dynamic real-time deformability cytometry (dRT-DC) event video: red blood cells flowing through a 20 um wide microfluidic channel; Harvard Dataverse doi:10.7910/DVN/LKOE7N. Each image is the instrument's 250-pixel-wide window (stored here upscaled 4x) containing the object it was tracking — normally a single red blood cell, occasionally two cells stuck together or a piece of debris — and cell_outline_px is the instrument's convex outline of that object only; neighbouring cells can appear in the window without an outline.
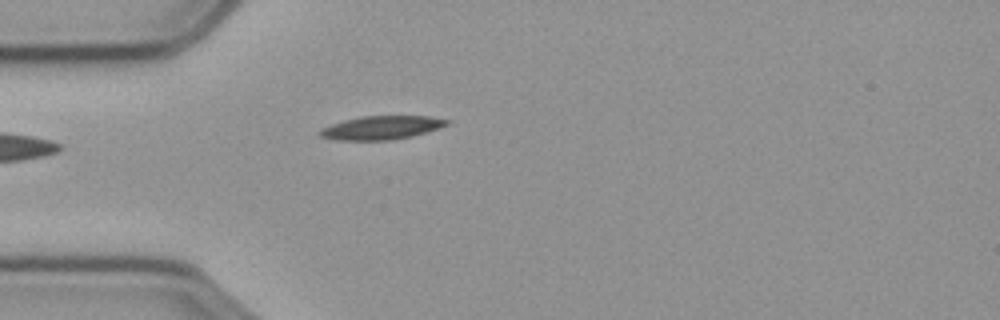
{"species": "common noctule bat (a hibernating species)", "species_latin": "Nyctalus noctula", "temperature_condition": "cold", "stored_images_in_passage": 26, "camera_frame_rate_fps": 3000, "um_per_image_px": 0.085, "animal": {"sex": "male", "body_mass_g": 23.1, "forearm_length_mm": 52.7}, "frame": {"image": 1, "passage_image": 1, "time_ms": 0.0, "image_size_px": [1000, 320], "cell_outline_px": [[452, 124], [412, 136], [388, 140], [336, 140], [320, 136], [316, 132], [320, 128], [344, 120], [360, 116], [432, 116], [452, 120]], "centroid_in_image_um": [32.45, 10.84], "position_along_channel_um": 52.6, "area_um2": 17.63}}
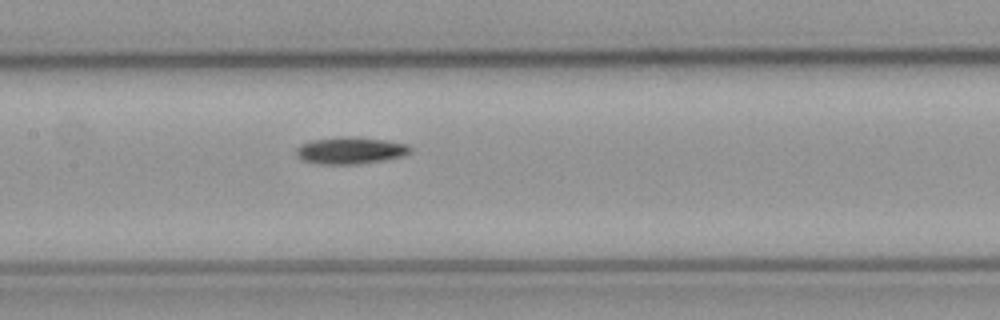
{"frame": {"image": 2, "passage_image": 12, "time_ms": 3.667, "image_size_px": [1000, 320], "cell_outline_px": [[412, 152], [400, 156], [360, 164], [316, 164], [304, 160], [296, 156], [296, 148], [300, 144], [312, 140], [384, 140], [408, 144], [412, 148]], "centroid_in_image_um": [29.77, 12.85], "position_along_channel_um": 177.6, "area_um2": 16.7}}
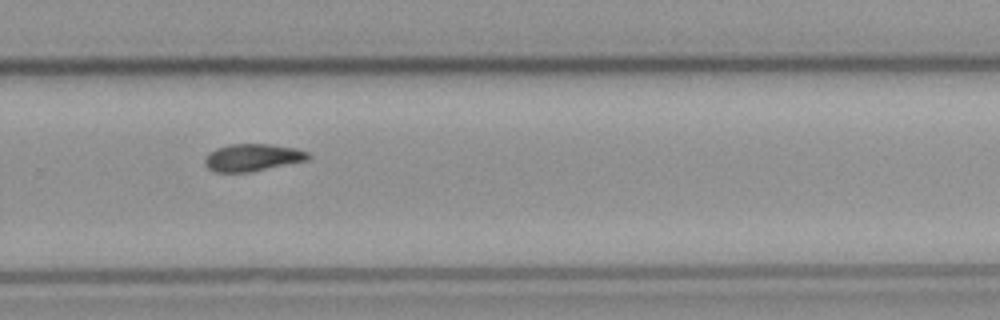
{"frame": {"image": 3, "passage_image": 23, "time_ms": 7.333, "image_size_px": [1000, 320], "cell_outline_px": [[312, 156], [308, 160], [248, 172], [216, 172], [208, 168], [204, 164], [204, 160], [208, 152], [216, 148], [228, 144], [272, 144], [296, 148], [308, 152]], "centroid_in_image_um": [21.45, 13.37], "position_along_channel_um": 308.3, "area_um2": 16.53}}